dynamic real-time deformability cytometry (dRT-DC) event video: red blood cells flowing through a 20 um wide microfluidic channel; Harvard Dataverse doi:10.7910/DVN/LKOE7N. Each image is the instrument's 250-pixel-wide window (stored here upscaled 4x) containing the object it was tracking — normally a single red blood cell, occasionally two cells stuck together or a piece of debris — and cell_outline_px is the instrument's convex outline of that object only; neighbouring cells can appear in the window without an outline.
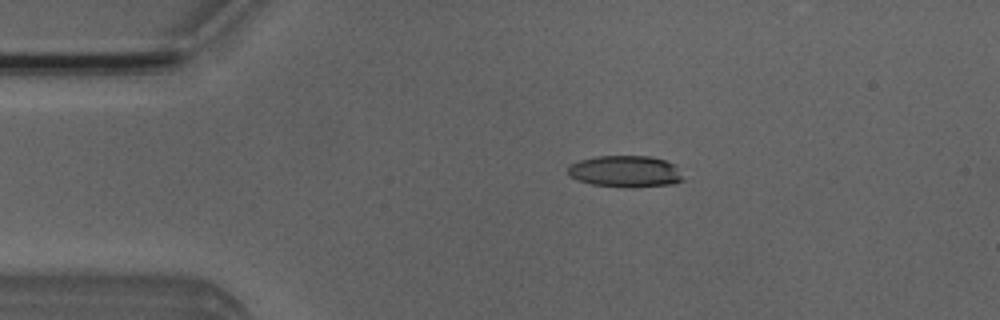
{"species": "Egyptian fruit bat (a non-hibernating species)", "species_latin": "Rousettus aegyptiacus", "temperature_condition": "room temperature", "stored_images_in_passage": 44, "camera_frame_rate_fps": 3000, "um_per_image_px": 0.085, "animal": {"sex": "male"}, "frame": {"image": 1, "passage_image": 3, "time_ms": 0.667, "image_size_px": [1000, 320], "cell_outline_px": [[684, 180], [672, 184], [632, 188], [624, 188], [592, 184], [568, 176], [568, 164], [580, 160], [596, 156], [652, 156], [676, 164]], "centroid_in_image_um": [53.16, 14.57], "position_along_channel_um": 31.8, "area_um2": 21.5}}
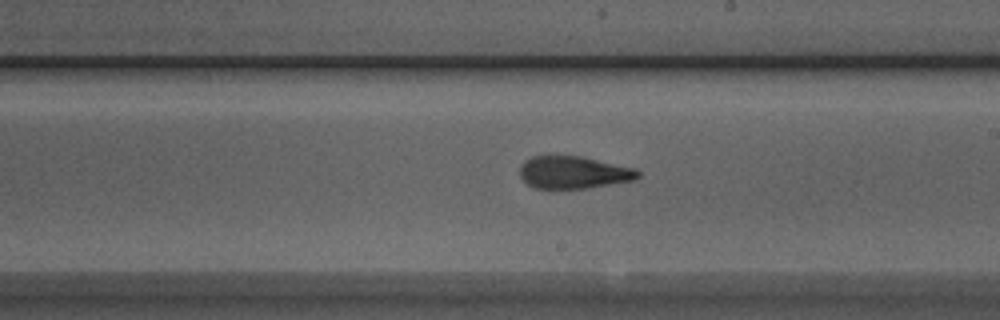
{"frame": {"image": 2, "passage_image": 22, "time_ms": 7.0, "image_size_px": [1000, 320], "cell_outline_px": [[640, 176], [636, 180], [588, 188], [532, 188], [520, 176], [520, 164], [524, 160], [532, 156], [580, 156], [636, 168], [640, 172]], "centroid_in_image_um": [48.77, 14.65], "position_along_channel_um": 240.2, "area_um2": 22.43}}
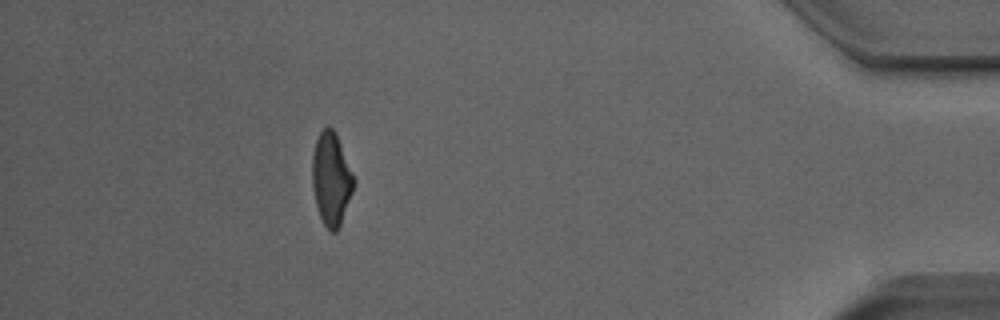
{"frame": {"image": 3, "passage_image": 39, "time_ms": 12.667, "image_size_px": [1000, 320], "cell_outline_px": [[356, 180], [352, 192], [340, 224], [336, 232], [328, 232], [320, 216], [316, 204], [312, 184], [312, 156], [316, 140], [320, 132], [328, 124], [336, 132]], "centroid_in_image_um": [28.16, 15.18], "position_along_channel_um": 407.0, "area_um2": 22.48}, "authors_computed_cell_mechanics": {"area_um2": 22.8021, "velocity_mm_per_s": 3.9617, "shape_relaxation_time_tau1_ms": 5.1174, "shape_relaxation_time_tau2_ms": 1.7624, "deformation_change_tau1": 0.1751, "deformation_change_tau2": 0.0994}}